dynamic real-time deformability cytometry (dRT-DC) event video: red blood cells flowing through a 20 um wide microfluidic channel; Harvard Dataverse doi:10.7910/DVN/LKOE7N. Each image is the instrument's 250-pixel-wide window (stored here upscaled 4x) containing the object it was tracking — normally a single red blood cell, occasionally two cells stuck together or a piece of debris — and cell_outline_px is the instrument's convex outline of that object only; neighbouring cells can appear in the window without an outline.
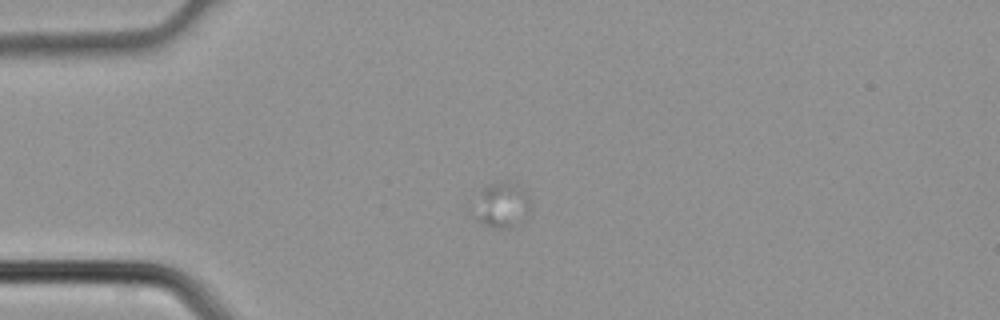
{"species": "common noctule bat (a hibernating species)", "species_latin": "Nyctalus noctula", "temperature_condition": "cold", "stored_images_in_passage": 4, "camera_frame_rate_fps": 3000, "um_per_image_px": 0.085, "animal": {"sex": "male", "body_mass_g": 21.5, "forearm_length_mm": 52.0}, "frame": {"image": 1, "passage_image": 3, "time_ms": 0.667, "image_size_px": [1000, 320], "cell_outline_px": [[532, 212], [528, 216], [516, 224], [508, 228], [496, 228], [480, 224], [476, 220], [476, 212], [480, 192], [484, 188], [492, 184], [516, 184], [528, 196]], "centroid_in_image_um": [42.71, 17.51], "position_along_channel_um": 42.3, "area_um2": 14.28}}
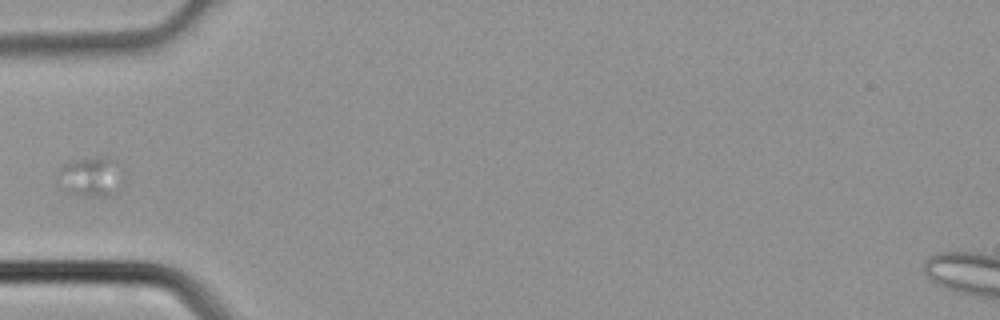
{"frame": {"image": 2, "passage_image": 4, "time_ms": 1.0, "image_size_px": [1000, 320], "cell_outline_px": [[116, 192], [112, 196], [92, 196], [72, 192], [64, 188], [56, 180], [56, 172], [64, 164], [76, 160], [100, 156], [108, 156], [116, 160]], "centroid_in_image_um": [7.61, 14.99], "position_along_channel_um": 77.4, "area_um2": 14.28}}